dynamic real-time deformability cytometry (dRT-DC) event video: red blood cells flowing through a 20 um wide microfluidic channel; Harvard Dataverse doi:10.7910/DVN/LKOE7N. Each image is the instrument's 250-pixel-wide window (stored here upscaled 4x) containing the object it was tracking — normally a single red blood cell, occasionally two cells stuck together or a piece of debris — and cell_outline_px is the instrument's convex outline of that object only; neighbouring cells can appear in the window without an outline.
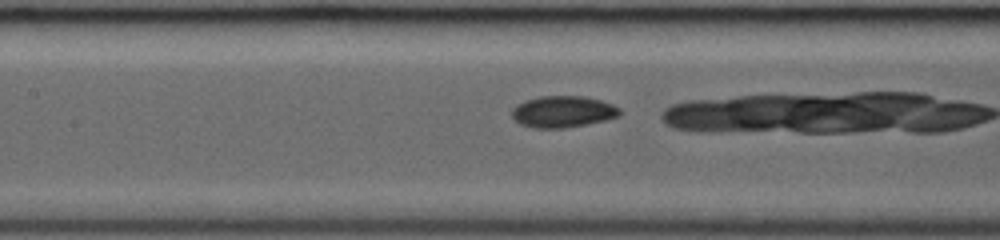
{"species": "common noctule bat (a hibernating species)", "species_latin": "Nyctalus noctula", "temperature_condition": "room temperature", "stored_images_in_passage": 30, "camera_frame_rate_fps": 3000, "um_per_image_px": 0.085, "animal": {"sex": "female", "body_mass_g": 19.0, "forearm_length_mm": 53.3}, "frame": {"image": 1, "passage_image": 16, "time_ms": 5.0, "image_size_px": [1000, 240], "cell_outline_px": [[620, 116], [604, 120], [564, 128], [532, 128], [520, 124], [512, 116], [512, 108], [516, 104], [524, 100], [540, 96], [584, 96], [600, 100], [612, 104], [620, 108]], "centroid_in_image_um": [47.82, 9.48], "position_along_channel_um": 159.6, "area_um2": 19.83}}